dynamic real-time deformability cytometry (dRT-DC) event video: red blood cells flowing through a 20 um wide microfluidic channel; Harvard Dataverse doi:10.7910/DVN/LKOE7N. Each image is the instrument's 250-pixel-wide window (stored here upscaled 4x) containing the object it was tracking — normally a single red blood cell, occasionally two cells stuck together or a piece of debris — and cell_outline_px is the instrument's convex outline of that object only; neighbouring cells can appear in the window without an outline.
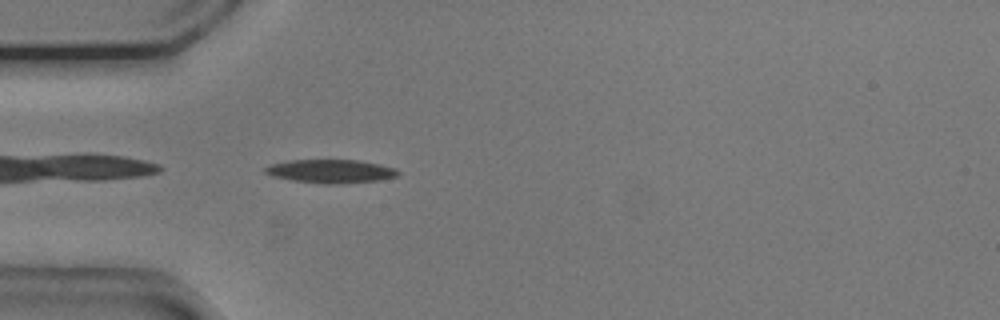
{"species": "common noctule bat (a hibernating species)", "species_latin": "Nyctalus noctula", "temperature_condition": "cold", "stored_images_in_passage": 4, "camera_frame_rate_fps": 3000, "um_per_image_px": 0.085, "animal": {"sex": "male", "body_mass_g": 20.5, "forearm_length_mm": 52.5}, "frame": {"image": 1, "passage_image": 1, "time_ms": 0.0, "image_size_px": [1000, 320], "cell_outline_px": [[400, 172], [396, 176], [380, 180], [336, 184], [324, 184], [292, 180], [272, 176], [264, 172], [264, 168], [272, 164], [292, 160], [356, 160], [380, 164], [396, 168]], "centroid_in_image_um": [28.13, 14.56], "position_along_channel_um": 56.9, "area_um2": 18.09}}